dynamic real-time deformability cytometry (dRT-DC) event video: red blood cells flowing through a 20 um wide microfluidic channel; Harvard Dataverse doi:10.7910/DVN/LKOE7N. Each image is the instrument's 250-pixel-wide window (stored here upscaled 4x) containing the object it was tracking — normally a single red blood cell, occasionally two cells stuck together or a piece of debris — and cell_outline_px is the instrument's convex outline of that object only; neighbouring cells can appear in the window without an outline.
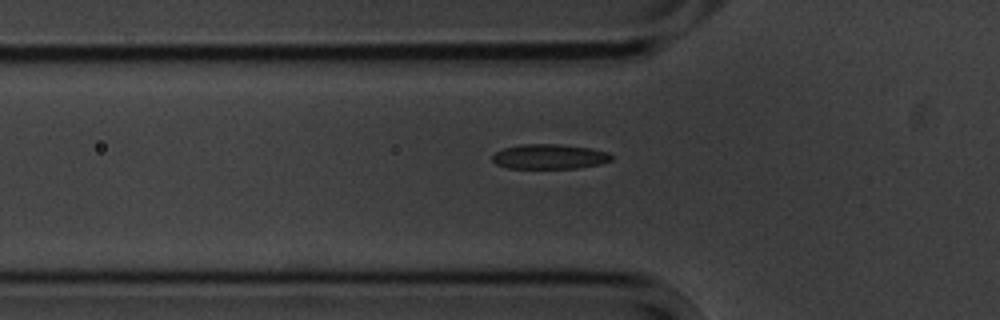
{"species": "common noctule bat (a hibernating species)", "species_latin": "Nyctalus noctula", "temperature_condition": "cold", "stored_images_in_passage": 3, "camera_frame_rate_fps": 3000, "um_per_image_px": 0.085, "animal": {"sex": "male", "body_mass_g": 20.1, "forearm_length_mm": 53.5}, "frame": {"image": 1, "passage_image": 3, "time_ms": 3.0, "image_size_px": [1000, 320], "cell_outline_px": [[612, 160], [600, 164], [576, 168], [508, 168], [496, 164], [492, 160], [492, 156], [496, 152], [504, 148], [524, 144], [556, 144], [592, 148], [608, 152], [612, 156]], "centroid_in_image_um": [46.71, 13.31], "position_along_channel_um": 79.1, "area_um2": 17.17}}